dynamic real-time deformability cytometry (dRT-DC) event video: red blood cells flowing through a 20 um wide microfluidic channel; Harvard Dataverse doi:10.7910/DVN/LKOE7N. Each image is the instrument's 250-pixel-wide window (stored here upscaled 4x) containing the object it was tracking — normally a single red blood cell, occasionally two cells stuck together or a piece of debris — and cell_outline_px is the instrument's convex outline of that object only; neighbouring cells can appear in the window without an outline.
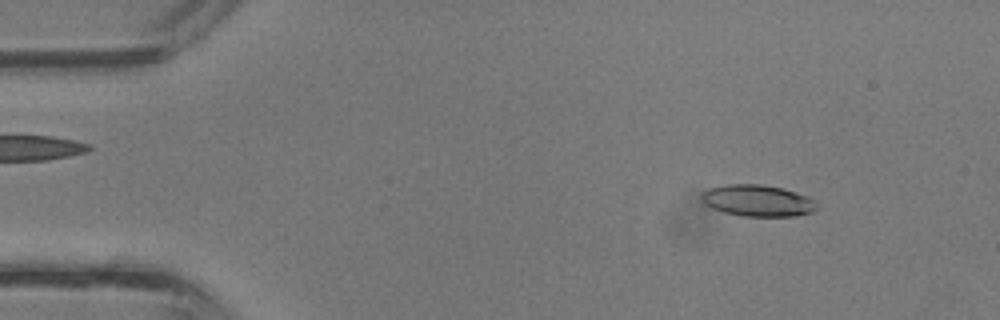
{"species": "common noctule bat (a hibernating species)", "species_latin": "Nyctalus noctula", "temperature_condition": "room temperature", "stored_images_in_passage": 37, "camera_frame_rate_fps": 3000, "um_per_image_px": 0.085, "animal": {"sex": "male", "body_mass_g": 13.3}, "frame": {"image": 1, "passage_image": 4, "time_ms": 1.0, "image_size_px": [1000, 320], "cell_outline_px": [[816, 208], [812, 212], [796, 216], [744, 216], [724, 212], [712, 208], [704, 204], [700, 196], [700, 192], [708, 188], [724, 184], [760, 184], [784, 188], [808, 196], [816, 204]], "centroid_in_image_um": [64.35, 17.04], "position_along_channel_um": 20.6, "area_um2": 21.33}}
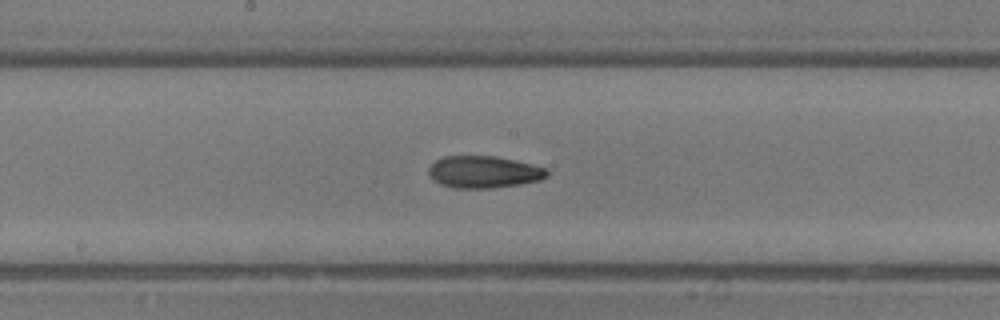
{"frame": {"image": 2, "passage_image": 19, "time_ms": 6.0, "image_size_px": [1000, 320], "cell_outline_px": [[548, 176], [540, 180], [520, 184], [488, 188], [456, 188], [440, 184], [432, 180], [428, 176], [428, 168], [436, 160], [444, 156], [496, 156], [532, 164], [548, 168]], "centroid_in_image_um": [41.11, 14.61], "position_along_channel_um": 207.1, "area_um2": 22.2}}
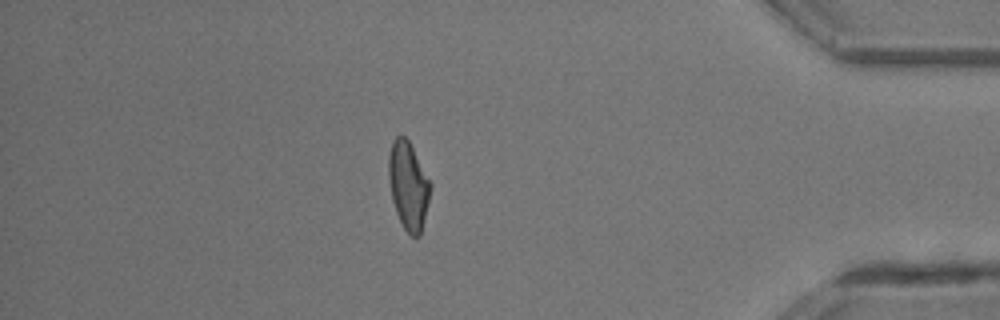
{"frame": {"image": 3, "passage_image": 32, "time_ms": 10.333, "image_size_px": [1000, 320], "cell_outline_px": [[432, 188], [420, 236], [412, 236], [404, 228], [396, 212], [392, 200], [388, 176], [388, 156], [392, 144], [396, 136], [404, 136], [408, 140], [432, 184]], "centroid_in_image_um": [34.71, 15.78], "position_along_channel_um": 400.5, "area_um2": 21.21}}